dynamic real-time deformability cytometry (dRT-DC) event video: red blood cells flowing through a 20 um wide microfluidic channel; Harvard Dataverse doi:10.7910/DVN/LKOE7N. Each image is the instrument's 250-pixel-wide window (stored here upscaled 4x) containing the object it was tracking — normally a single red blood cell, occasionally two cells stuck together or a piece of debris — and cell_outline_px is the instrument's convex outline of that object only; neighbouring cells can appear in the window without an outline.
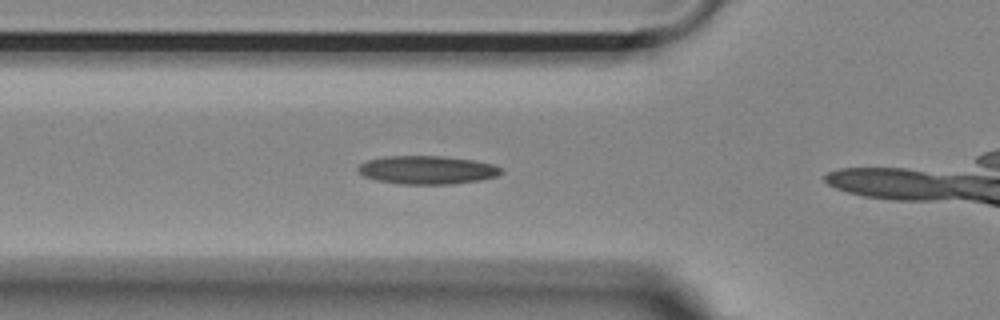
{"species": "Egyptian fruit bat (a non-hibernating species)", "species_latin": "Rousettus aegyptiacus", "temperature_condition": "room temperature", "stored_images_in_passage": 17, "camera_frame_rate_fps": 3000, "um_per_image_px": 0.085, "animal": {"sex": "female"}, "frame": {"image": 1, "passage_image": 12, "time_ms": 3.667, "image_size_px": [1000, 320], "cell_outline_px": [[504, 172], [496, 176], [480, 180], [452, 184], [396, 184], [376, 180], [364, 176], [356, 172], [356, 168], [360, 164], [368, 160], [388, 156], [444, 156], [472, 160], [492, 164], [500, 168]], "centroid_in_image_um": [36.27, 14.45], "position_along_channel_um": 89.5, "area_um2": 23.7}}
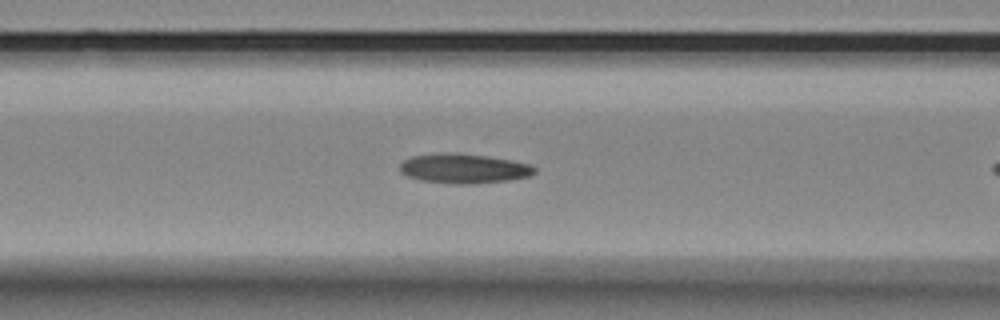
{"frame": {"image": 2, "passage_image": 15, "time_ms": 4.667, "image_size_px": [1000, 320], "cell_outline_px": [[536, 172], [528, 176], [508, 180], [468, 184], [456, 184], [420, 180], [408, 176], [400, 172], [400, 164], [404, 160], [412, 156], [448, 152], [452, 152], [488, 156], [512, 160], [528, 164], [536, 168]], "centroid_in_image_um": [39.41, 14.32], "position_along_channel_um": 127.2, "area_um2": 23.12}}